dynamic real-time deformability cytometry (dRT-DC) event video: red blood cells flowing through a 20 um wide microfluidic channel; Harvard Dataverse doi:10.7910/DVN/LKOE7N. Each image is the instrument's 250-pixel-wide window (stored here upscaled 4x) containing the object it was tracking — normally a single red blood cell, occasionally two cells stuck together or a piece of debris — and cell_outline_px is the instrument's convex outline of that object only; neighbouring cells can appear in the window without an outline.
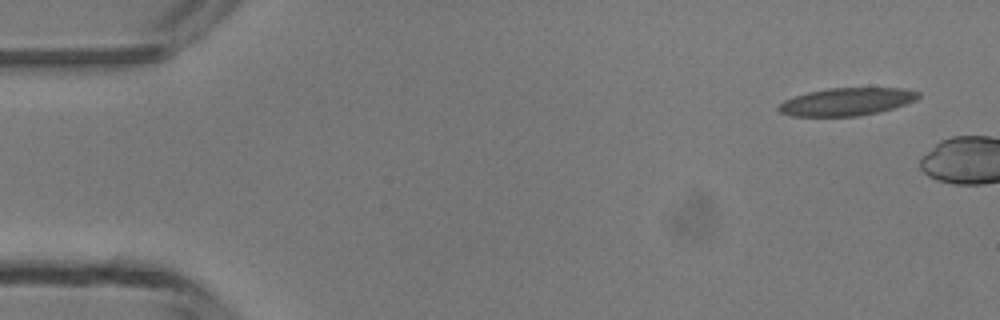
{"species": "common noctule bat (a hibernating species)", "species_latin": "Nyctalus noctula", "temperature_condition": "room temperature", "stored_images_in_passage": 2, "camera_frame_rate_fps": 3000, "um_per_image_px": 0.085, "animal": {"sex": "male", "body_mass_g": 13.3}, "frame": {"image": 1, "passage_image": 1, "time_ms": 0.0, "image_size_px": [1000, 320], "cell_outline_px": [[920, 96], [916, 100], [880, 112], [856, 116], [792, 116], [780, 112], [776, 108], [784, 100], [808, 92], [828, 88], [904, 88], [920, 92]], "centroid_in_image_um": [71.97, 8.64], "position_along_channel_um": 13.0, "area_um2": 22.48}}